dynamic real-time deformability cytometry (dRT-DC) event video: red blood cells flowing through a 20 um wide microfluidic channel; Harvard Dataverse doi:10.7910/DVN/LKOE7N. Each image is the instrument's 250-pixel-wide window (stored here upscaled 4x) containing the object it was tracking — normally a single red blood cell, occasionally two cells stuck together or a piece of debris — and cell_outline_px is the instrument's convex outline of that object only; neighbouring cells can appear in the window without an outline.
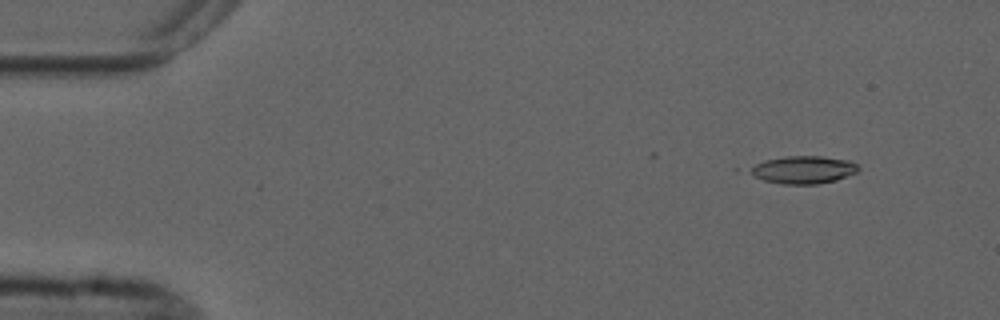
{"species": "common noctule bat (a hibernating species)", "species_latin": "Nyctalus noctula", "temperature_condition": "cold", "stored_images_in_passage": 6, "camera_frame_rate_fps": 3000, "um_per_image_px": 0.085, "animal": {"sex": "male", "forearm_length_mm": 52.5}, "frame": {"image": 1, "passage_image": 2, "time_ms": 1.0, "image_size_px": [1000, 320], "cell_outline_px": [[860, 168], [856, 172], [836, 180], [816, 184], [784, 184], [764, 180], [748, 172], [748, 168], [764, 160], [784, 156], [820, 156], [852, 160]], "centroid_in_image_um": [68.29, 14.41], "position_along_channel_um": 16.7, "area_um2": 17.46}}
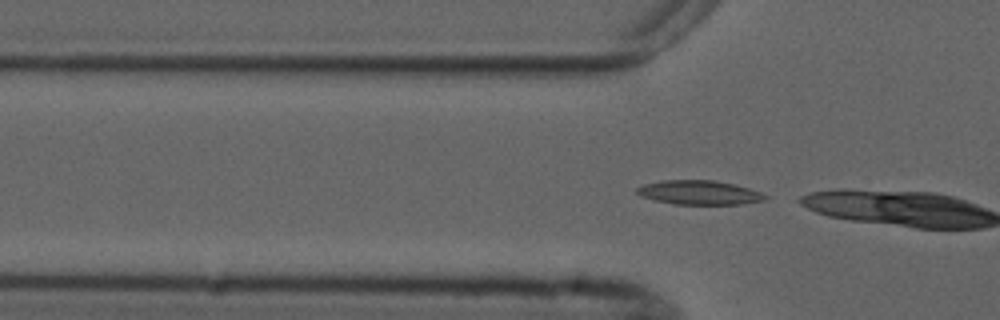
{"frame": {"image": 2, "passage_image": 6, "time_ms": 9.667, "image_size_px": [1000, 320], "cell_outline_px": [[768, 196], [764, 200], [744, 204], [676, 204], [656, 200], [640, 196], [636, 192], [636, 188], [644, 184], [660, 180], [716, 180], [736, 184], [760, 192]], "centroid_in_image_um": [59.43, 16.35], "position_along_channel_um": 66.4, "area_um2": 18.09}}